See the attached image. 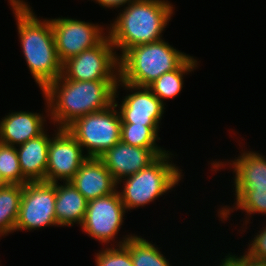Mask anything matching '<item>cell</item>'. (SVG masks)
<instances>
[{
    "label": "cell",
    "instance_id": "1",
    "mask_svg": "<svg viewBox=\"0 0 266 266\" xmlns=\"http://www.w3.org/2000/svg\"><path fill=\"white\" fill-rule=\"evenodd\" d=\"M8 2L16 20L25 65L42 91L62 75V63L57 55L51 21L49 18L38 17L25 0Z\"/></svg>",
    "mask_w": 266,
    "mask_h": 266
},
{
    "label": "cell",
    "instance_id": "2",
    "mask_svg": "<svg viewBox=\"0 0 266 266\" xmlns=\"http://www.w3.org/2000/svg\"><path fill=\"white\" fill-rule=\"evenodd\" d=\"M119 80L74 81L60 75L42 91L50 126L67 128L77 118L107 109L114 103Z\"/></svg>",
    "mask_w": 266,
    "mask_h": 266
},
{
    "label": "cell",
    "instance_id": "3",
    "mask_svg": "<svg viewBox=\"0 0 266 266\" xmlns=\"http://www.w3.org/2000/svg\"><path fill=\"white\" fill-rule=\"evenodd\" d=\"M168 0H135L119 9L107 26L108 37L119 58L130 48L159 41L173 15L175 5ZM112 22V23H111Z\"/></svg>",
    "mask_w": 266,
    "mask_h": 266
},
{
    "label": "cell",
    "instance_id": "4",
    "mask_svg": "<svg viewBox=\"0 0 266 266\" xmlns=\"http://www.w3.org/2000/svg\"><path fill=\"white\" fill-rule=\"evenodd\" d=\"M174 156L177 154L168 151L146 168L117 182L116 190L127 213L154 203L183 181L184 170L176 162L174 164ZM119 186H122L121 189H118Z\"/></svg>",
    "mask_w": 266,
    "mask_h": 266
},
{
    "label": "cell",
    "instance_id": "5",
    "mask_svg": "<svg viewBox=\"0 0 266 266\" xmlns=\"http://www.w3.org/2000/svg\"><path fill=\"white\" fill-rule=\"evenodd\" d=\"M189 54L177 50L161 39L128 49L119 58L120 80L131 85L148 87L162 74L175 70Z\"/></svg>",
    "mask_w": 266,
    "mask_h": 266
},
{
    "label": "cell",
    "instance_id": "6",
    "mask_svg": "<svg viewBox=\"0 0 266 266\" xmlns=\"http://www.w3.org/2000/svg\"><path fill=\"white\" fill-rule=\"evenodd\" d=\"M87 157L99 158L120 142L121 116L113 103L107 109L77 118L67 127Z\"/></svg>",
    "mask_w": 266,
    "mask_h": 266
},
{
    "label": "cell",
    "instance_id": "7",
    "mask_svg": "<svg viewBox=\"0 0 266 266\" xmlns=\"http://www.w3.org/2000/svg\"><path fill=\"white\" fill-rule=\"evenodd\" d=\"M127 213L117 190L104 197L88 201L86 214L81 224L82 231L104 246H121L134 234L117 235L124 225ZM113 242V243H112ZM104 243V244H103Z\"/></svg>",
    "mask_w": 266,
    "mask_h": 266
},
{
    "label": "cell",
    "instance_id": "8",
    "mask_svg": "<svg viewBox=\"0 0 266 266\" xmlns=\"http://www.w3.org/2000/svg\"><path fill=\"white\" fill-rule=\"evenodd\" d=\"M119 52L107 36L99 45L62 64V76L74 81L119 80Z\"/></svg>",
    "mask_w": 266,
    "mask_h": 266
},
{
    "label": "cell",
    "instance_id": "9",
    "mask_svg": "<svg viewBox=\"0 0 266 266\" xmlns=\"http://www.w3.org/2000/svg\"><path fill=\"white\" fill-rule=\"evenodd\" d=\"M56 183L27 182L23 192L14 232H30L45 227H59L55 212Z\"/></svg>",
    "mask_w": 266,
    "mask_h": 266
},
{
    "label": "cell",
    "instance_id": "10",
    "mask_svg": "<svg viewBox=\"0 0 266 266\" xmlns=\"http://www.w3.org/2000/svg\"><path fill=\"white\" fill-rule=\"evenodd\" d=\"M50 21L57 55L62 64L82 51L99 45L108 36L104 24L62 16L50 18Z\"/></svg>",
    "mask_w": 266,
    "mask_h": 266
},
{
    "label": "cell",
    "instance_id": "11",
    "mask_svg": "<svg viewBox=\"0 0 266 266\" xmlns=\"http://www.w3.org/2000/svg\"><path fill=\"white\" fill-rule=\"evenodd\" d=\"M119 88L127 92L124 97L122 96L121 103L118 101ZM114 104L119 110L121 123L160 126L163 114L166 112L165 105L148 87L131 85L120 79L115 87Z\"/></svg>",
    "mask_w": 266,
    "mask_h": 266
},
{
    "label": "cell",
    "instance_id": "12",
    "mask_svg": "<svg viewBox=\"0 0 266 266\" xmlns=\"http://www.w3.org/2000/svg\"><path fill=\"white\" fill-rule=\"evenodd\" d=\"M54 128L49 143L45 182H69L88 157L67 128Z\"/></svg>",
    "mask_w": 266,
    "mask_h": 266
},
{
    "label": "cell",
    "instance_id": "13",
    "mask_svg": "<svg viewBox=\"0 0 266 266\" xmlns=\"http://www.w3.org/2000/svg\"><path fill=\"white\" fill-rule=\"evenodd\" d=\"M242 150L238 156L228 161L217 159L210 160L211 171L221 172L227 168L233 171L234 191H254L255 188H266V156L259 151L248 150L241 146ZM232 159V160H231ZM225 168V169H224ZM235 174V175H234Z\"/></svg>",
    "mask_w": 266,
    "mask_h": 266
},
{
    "label": "cell",
    "instance_id": "14",
    "mask_svg": "<svg viewBox=\"0 0 266 266\" xmlns=\"http://www.w3.org/2000/svg\"><path fill=\"white\" fill-rule=\"evenodd\" d=\"M169 150L165 148H141L118 142L99 158L116 182L136 174L149 166Z\"/></svg>",
    "mask_w": 266,
    "mask_h": 266
},
{
    "label": "cell",
    "instance_id": "15",
    "mask_svg": "<svg viewBox=\"0 0 266 266\" xmlns=\"http://www.w3.org/2000/svg\"><path fill=\"white\" fill-rule=\"evenodd\" d=\"M44 98V112L11 111L0 120V143L17 147L39 137L47 130L50 121L48 105ZM47 118V119H46ZM46 128V129H45Z\"/></svg>",
    "mask_w": 266,
    "mask_h": 266
},
{
    "label": "cell",
    "instance_id": "16",
    "mask_svg": "<svg viewBox=\"0 0 266 266\" xmlns=\"http://www.w3.org/2000/svg\"><path fill=\"white\" fill-rule=\"evenodd\" d=\"M87 201L108 196L117 189V182L100 158L88 157L69 181Z\"/></svg>",
    "mask_w": 266,
    "mask_h": 266
},
{
    "label": "cell",
    "instance_id": "17",
    "mask_svg": "<svg viewBox=\"0 0 266 266\" xmlns=\"http://www.w3.org/2000/svg\"><path fill=\"white\" fill-rule=\"evenodd\" d=\"M47 131L48 129L39 137L16 147L20 169L29 182L45 181L51 139Z\"/></svg>",
    "mask_w": 266,
    "mask_h": 266
},
{
    "label": "cell",
    "instance_id": "18",
    "mask_svg": "<svg viewBox=\"0 0 266 266\" xmlns=\"http://www.w3.org/2000/svg\"><path fill=\"white\" fill-rule=\"evenodd\" d=\"M88 201L70 183H56V222L59 227L81 226L87 209Z\"/></svg>",
    "mask_w": 266,
    "mask_h": 266
},
{
    "label": "cell",
    "instance_id": "19",
    "mask_svg": "<svg viewBox=\"0 0 266 266\" xmlns=\"http://www.w3.org/2000/svg\"><path fill=\"white\" fill-rule=\"evenodd\" d=\"M232 192H235L233 193L235 196L233 205H221V208L219 207L217 209L219 221L225 223L226 220H231L229 218L233 215L231 213H234V211L237 212V210H240L242 213L245 212V218L241 226L242 229L239 230L246 232L248 227L247 224L250 226V219L253 218L255 214L266 215V188H255L254 191Z\"/></svg>",
    "mask_w": 266,
    "mask_h": 266
},
{
    "label": "cell",
    "instance_id": "20",
    "mask_svg": "<svg viewBox=\"0 0 266 266\" xmlns=\"http://www.w3.org/2000/svg\"><path fill=\"white\" fill-rule=\"evenodd\" d=\"M199 63L195 56L189 55L175 70L162 74L148 88L166 106V100L175 99L183 91L185 76L194 72L200 66Z\"/></svg>",
    "mask_w": 266,
    "mask_h": 266
},
{
    "label": "cell",
    "instance_id": "21",
    "mask_svg": "<svg viewBox=\"0 0 266 266\" xmlns=\"http://www.w3.org/2000/svg\"><path fill=\"white\" fill-rule=\"evenodd\" d=\"M22 192L21 184H7L0 187V238L14 233Z\"/></svg>",
    "mask_w": 266,
    "mask_h": 266
},
{
    "label": "cell",
    "instance_id": "22",
    "mask_svg": "<svg viewBox=\"0 0 266 266\" xmlns=\"http://www.w3.org/2000/svg\"><path fill=\"white\" fill-rule=\"evenodd\" d=\"M134 233L123 245L129 250L133 266H172L158 245Z\"/></svg>",
    "mask_w": 266,
    "mask_h": 266
},
{
    "label": "cell",
    "instance_id": "23",
    "mask_svg": "<svg viewBox=\"0 0 266 266\" xmlns=\"http://www.w3.org/2000/svg\"><path fill=\"white\" fill-rule=\"evenodd\" d=\"M160 126H144L132 123H121L120 141L141 148H163L157 144Z\"/></svg>",
    "mask_w": 266,
    "mask_h": 266
},
{
    "label": "cell",
    "instance_id": "24",
    "mask_svg": "<svg viewBox=\"0 0 266 266\" xmlns=\"http://www.w3.org/2000/svg\"><path fill=\"white\" fill-rule=\"evenodd\" d=\"M0 174L8 184L25 185L29 182L20 169L16 147L0 143Z\"/></svg>",
    "mask_w": 266,
    "mask_h": 266
},
{
    "label": "cell",
    "instance_id": "25",
    "mask_svg": "<svg viewBox=\"0 0 266 266\" xmlns=\"http://www.w3.org/2000/svg\"><path fill=\"white\" fill-rule=\"evenodd\" d=\"M95 253L96 266H133L129 250L124 246H104Z\"/></svg>",
    "mask_w": 266,
    "mask_h": 266
},
{
    "label": "cell",
    "instance_id": "26",
    "mask_svg": "<svg viewBox=\"0 0 266 266\" xmlns=\"http://www.w3.org/2000/svg\"><path fill=\"white\" fill-rule=\"evenodd\" d=\"M263 225L256 235H252L254 237L246 244L245 250L252 256L266 260V222Z\"/></svg>",
    "mask_w": 266,
    "mask_h": 266
},
{
    "label": "cell",
    "instance_id": "27",
    "mask_svg": "<svg viewBox=\"0 0 266 266\" xmlns=\"http://www.w3.org/2000/svg\"><path fill=\"white\" fill-rule=\"evenodd\" d=\"M230 254L242 265V266H266V260L257 258L255 256L250 255L246 250H244V253H240L241 255L238 256V254H233L230 252Z\"/></svg>",
    "mask_w": 266,
    "mask_h": 266
},
{
    "label": "cell",
    "instance_id": "28",
    "mask_svg": "<svg viewBox=\"0 0 266 266\" xmlns=\"http://www.w3.org/2000/svg\"><path fill=\"white\" fill-rule=\"evenodd\" d=\"M93 2H95L96 4H99V6L102 7V9H117V11L119 12L118 9H121V7H125L126 5H128L129 3H132L135 0H91Z\"/></svg>",
    "mask_w": 266,
    "mask_h": 266
},
{
    "label": "cell",
    "instance_id": "29",
    "mask_svg": "<svg viewBox=\"0 0 266 266\" xmlns=\"http://www.w3.org/2000/svg\"><path fill=\"white\" fill-rule=\"evenodd\" d=\"M224 257L218 266H242L229 252Z\"/></svg>",
    "mask_w": 266,
    "mask_h": 266
},
{
    "label": "cell",
    "instance_id": "30",
    "mask_svg": "<svg viewBox=\"0 0 266 266\" xmlns=\"http://www.w3.org/2000/svg\"><path fill=\"white\" fill-rule=\"evenodd\" d=\"M8 183L2 178L0 174V187L6 186Z\"/></svg>",
    "mask_w": 266,
    "mask_h": 266
}]
</instances>
